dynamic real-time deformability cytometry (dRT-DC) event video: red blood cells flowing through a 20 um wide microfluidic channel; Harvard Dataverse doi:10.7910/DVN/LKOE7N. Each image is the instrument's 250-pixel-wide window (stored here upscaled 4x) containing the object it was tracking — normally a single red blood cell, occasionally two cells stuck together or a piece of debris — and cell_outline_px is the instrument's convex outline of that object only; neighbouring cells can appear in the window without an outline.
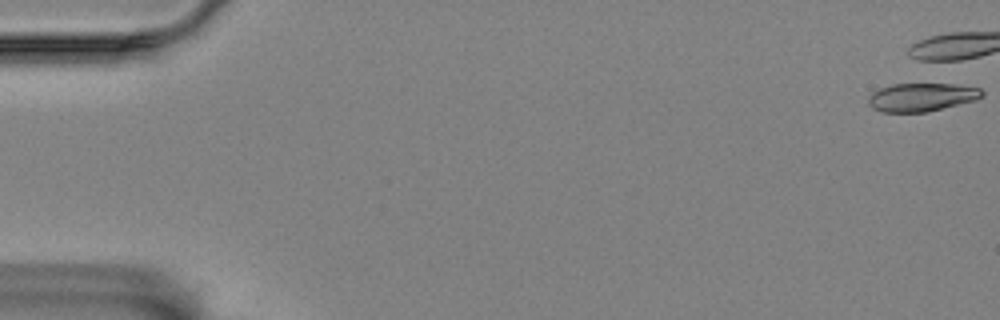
{"species": "Egyptian fruit bat (a non-hibernating species)", "species_latin": "Rousettus aegyptiacus", "temperature_condition": "room temperature", "stored_images_in_passage": 3, "camera_frame_rate_fps": 3000, "um_per_image_px": 0.085, "animal": {"sex": "female"}, "frame": {"image": 1, "passage_image": 1, "time_ms": 0.0, "image_size_px": [1000, 320], "cell_outline_px": [[984, 96], [976, 100], [928, 112], [880, 112], [872, 108], [868, 104], [868, 96], [872, 92], [880, 88], [892, 84], [956, 84], [980, 88], [984, 92]], "centroid_in_image_um": [78.34, 8.26], "position_along_channel_um": 6.7, "area_um2": 18.96}}